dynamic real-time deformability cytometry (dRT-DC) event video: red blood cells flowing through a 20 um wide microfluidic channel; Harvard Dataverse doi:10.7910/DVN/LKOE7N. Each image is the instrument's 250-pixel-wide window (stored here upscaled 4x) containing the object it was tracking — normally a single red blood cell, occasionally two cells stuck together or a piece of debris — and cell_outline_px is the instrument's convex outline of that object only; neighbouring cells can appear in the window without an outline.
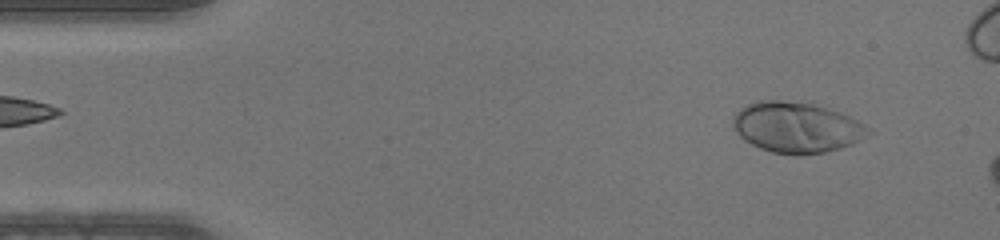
{"species": "human", "species_latin": "Homo sapiens", "temperature_condition": "warm", "stored_images_in_passage": 13, "camera_frame_rate_fps": 3000, "um_per_image_px": 0.085, "donor": {"sex": "male"}, "frame": {"image": 1, "passage_image": 4, "time_ms": 1.0, "image_size_px": [1000, 240], "cell_outline_px": [[872, 132], [868, 136], [852, 144], [840, 148], [824, 152], [772, 152], [760, 148], [744, 140], [736, 132], [732, 124], [732, 116], [744, 104], [756, 100], [812, 100], [840, 112], [864, 124]], "centroid_in_image_um": [67.69, 10.74], "position_along_channel_um": 17.3, "area_um2": 40.23}}